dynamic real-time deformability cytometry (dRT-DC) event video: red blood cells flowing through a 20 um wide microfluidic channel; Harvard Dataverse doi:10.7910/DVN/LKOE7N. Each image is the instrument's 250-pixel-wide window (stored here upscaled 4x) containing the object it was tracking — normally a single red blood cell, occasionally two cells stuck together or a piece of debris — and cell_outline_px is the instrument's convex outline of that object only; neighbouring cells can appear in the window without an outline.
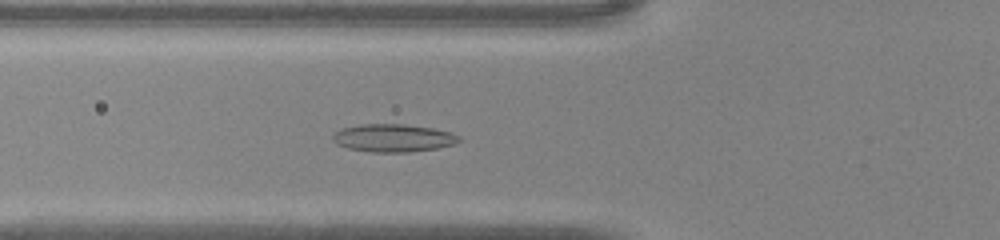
{"species": "common noctule bat (a hibernating species)", "species_latin": "Nyctalus noctula", "temperature_condition": "warm", "stored_images_in_passage": 41, "camera_frame_rate_fps": 3000, "um_per_image_px": 0.085, "animal": {"sex": "male", "body_mass_g": 20.0, "forearm_length_mm": 53.3}, "frame": {"image": 1, "passage_image": 12, "time_ms": 3.667, "image_size_px": [1000, 240], "cell_outline_px": [[460, 140], [452, 144], [436, 148], [408, 152], [368, 152], [348, 148], [336, 144], [332, 140], [332, 136], [340, 128], [360, 124], [404, 124], [432, 128], [448, 132], [460, 136]], "centroid_in_image_um": [33.36, 11.73], "position_along_channel_um": 92.4, "area_um2": 20.4}}
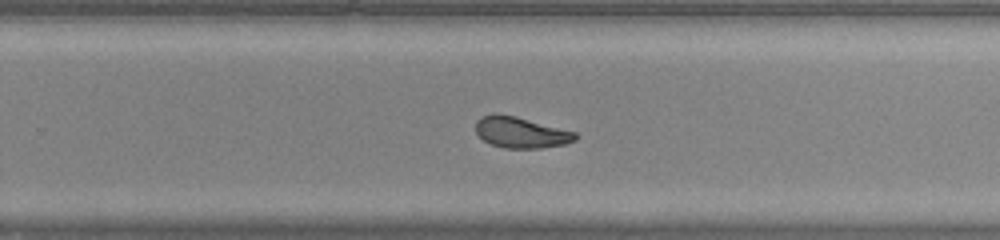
{"frame": {"image": 2, "passage_image": 25, "time_ms": 8.0, "image_size_px": [1000, 240], "cell_outline_px": [[580, 136], [576, 140], [564, 144], [540, 148], [504, 148], [492, 144], [484, 140], [476, 132], [476, 120], [480, 116], [492, 112], [496, 112], [516, 116], [576, 132]], "centroid_in_image_um": [44.27, 11.23], "position_along_channel_um": 285.5, "area_um2": 18.21}}
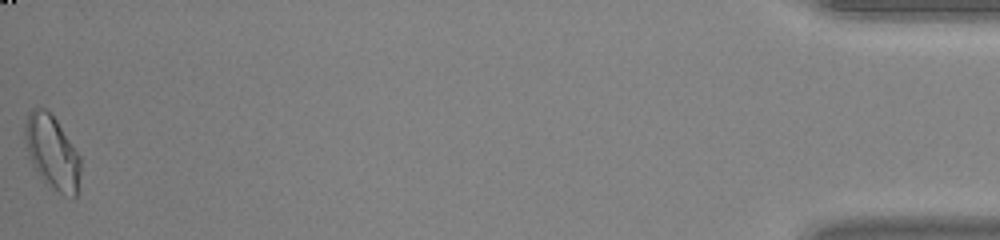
{"frame": {"image": 3, "passage_image": 41, "time_ms": 13.333, "image_size_px": [1000, 240], "cell_outline_px": [[80, 172], [76, 196], [64, 196], [48, 188], [36, 172], [28, 156], [24, 144], [24, 124], [28, 112], [32, 108], [44, 108], [56, 120], [80, 156]], "centroid_in_image_um": [4.39, 12.98], "position_along_channel_um": 430.8, "area_um2": 24.16}}